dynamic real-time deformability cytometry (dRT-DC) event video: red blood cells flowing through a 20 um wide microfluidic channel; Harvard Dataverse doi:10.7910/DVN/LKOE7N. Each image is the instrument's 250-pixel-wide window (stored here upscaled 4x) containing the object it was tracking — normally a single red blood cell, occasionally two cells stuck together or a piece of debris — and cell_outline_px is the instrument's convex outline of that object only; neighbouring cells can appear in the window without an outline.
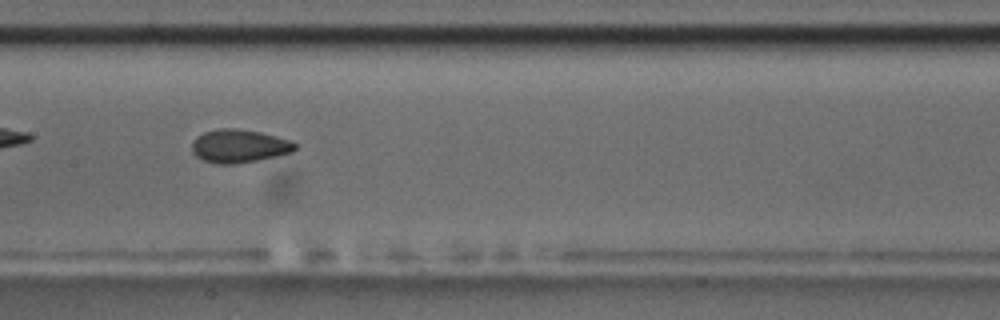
{"species": "common noctule bat (a hibernating species)", "species_latin": "Nyctalus noctula", "temperature_condition": "room temperature", "stored_images_in_passage": 40, "camera_frame_rate_fps": 3000, "um_per_image_px": 0.085, "animal": {"sex": "male", "body_mass_g": 17.5, "forearm_length_mm": 52.3}, "frame": {"image": 1, "passage_image": 12, "time_ms": 3.667, "image_size_px": [1000, 320], "cell_outline_px": [[300, 144], [292, 152], [276, 156], [256, 160], [232, 164], [216, 164], [200, 160], [192, 152], [192, 140], [196, 136], [204, 132], [220, 128], [236, 128], [260, 132], [292, 140]], "centroid_in_image_um": [20.32, 12.41], "position_along_channel_um": 187.1, "area_um2": 20.23}, "authors_computed_cell_mechanics": {"area_um2": 19.8543, "velocity_mm_per_s": 3.6142, "shape_relaxation_time_tau1_ms": 6.1819, "shape_relaxation_time_tau2_ms": 1.7239, "deformation_change_tau1": 0.1337, "deformation_change_tau2": 0.0642}}